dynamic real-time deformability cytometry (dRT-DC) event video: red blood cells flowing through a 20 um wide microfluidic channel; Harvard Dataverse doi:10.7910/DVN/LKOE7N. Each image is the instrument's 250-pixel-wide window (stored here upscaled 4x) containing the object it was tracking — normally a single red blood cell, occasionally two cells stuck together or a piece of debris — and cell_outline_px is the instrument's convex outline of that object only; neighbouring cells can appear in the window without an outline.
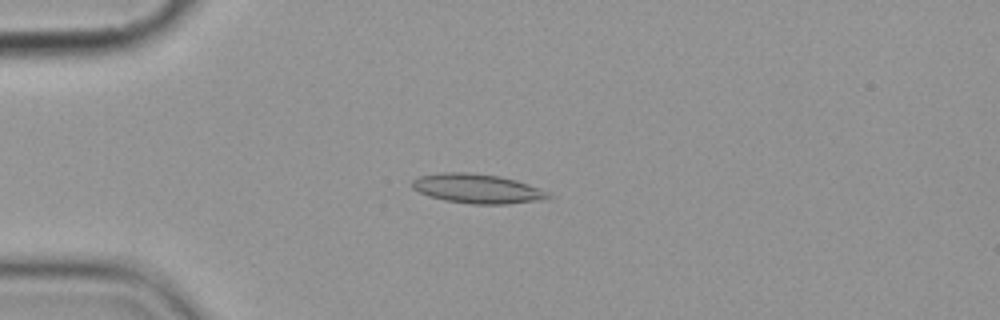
{"species": "common noctule bat (a hibernating species)", "species_latin": "Nyctalus noctula", "temperature_condition": "cold", "stored_images_in_passage": 4, "camera_frame_rate_fps": 3000, "um_per_image_px": 0.085, "animal": {"sex": "female", "body_mass_g": 19.9}, "frame": {"image": 1, "passage_image": 1, "time_ms": 0.0, "image_size_px": [1000, 320], "cell_outline_px": [[552, 196], [548, 200], [508, 204], [472, 204], [444, 200], [428, 196], [412, 188], [412, 180], [420, 176], [440, 172], [468, 172], [500, 176], [516, 180], [528, 184], [548, 192]], "centroid_in_image_um": [40.6, 16.04], "position_along_channel_um": 44.4, "area_um2": 23.52}}
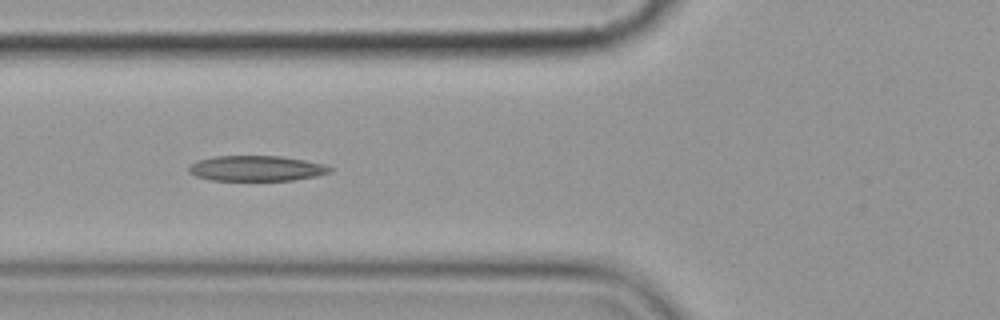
{"frame": {"image": 2, "passage_image": 3, "time_ms": 2.333, "image_size_px": [1000, 320], "cell_outline_px": [[332, 172], [316, 176], [292, 180], [212, 180], [196, 176], [188, 172], [188, 168], [192, 164], [200, 160], [216, 156], [280, 156], [304, 160], [324, 164], [332, 168]], "centroid_in_image_um": [21.82, 14.31], "position_along_channel_um": 104.0, "area_um2": 20.69}}
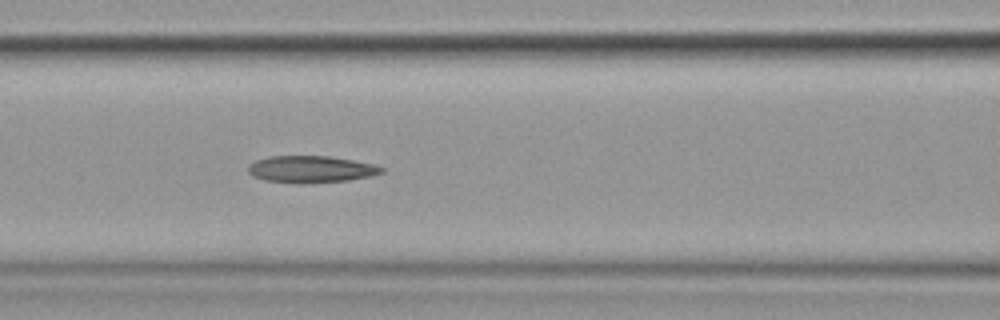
{"frame": {"image": 3, "passage_image": 4, "time_ms": 3.333, "image_size_px": [1000, 320], "cell_outline_px": [[384, 172], [372, 176], [348, 180], [264, 180], [252, 176], [248, 172], [248, 164], [256, 160], [268, 156], [328, 156], [352, 160], [372, 164], [384, 168]], "centroid_in_image_um": [26.43, 14.33], "position_along_channel_um": 140.2, "area_um2": 19.77}}